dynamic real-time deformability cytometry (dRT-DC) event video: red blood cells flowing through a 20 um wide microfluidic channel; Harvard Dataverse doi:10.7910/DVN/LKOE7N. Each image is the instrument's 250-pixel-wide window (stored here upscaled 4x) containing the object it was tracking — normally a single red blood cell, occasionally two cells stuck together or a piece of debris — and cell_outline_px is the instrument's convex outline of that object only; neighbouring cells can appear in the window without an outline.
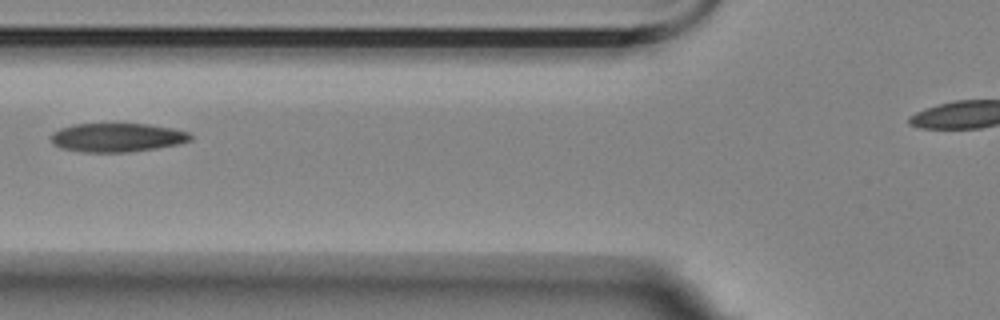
{"species": "Egyptian fruit bat (a non-hibernating species)", "species_latin": "Rousettus aegyptiacus", "temperature_condition": "room temperature", "stored_images_in_passage": 5, "camera_frame_rate_fps": 3000, "um_per_image_px": 0.085, "animal": {"sex": "female"}, "frame": {"image": 1, "passage_image": 2, "time_ms": 1.333, "image_size_px": [1000, 320], "cell_outline_px": [[192, 140], [176, 144], [128, 152], [80, 152], [60, 148], [52, 144], [48, 136], [52, 132], [60, 128], [76, 124], [148, 124], [172, 128], [188, 132], [192, 136]], "centroid_in_image_um": [9.87, 11.69], "position_along_channel_um": 115.9, "area_um2": 23.41}}
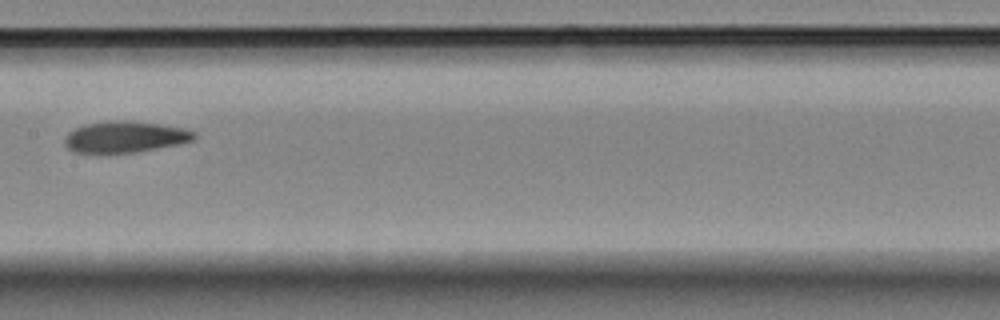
{"frame": {"image": 2, "passage_image": 4, "time_ms": 3.667, "image_size_px": [1000, 320], "cell_outline_px": [[196, 136], [192, 140], [176, 144], [136, 152], [72, 152], [64, 144], [64, 136], [68, 132], [84, 124], [108, 120], [132, 120], [160, 124], [184, 128], [196, 132]], "centroid_in_image_um": [10.59, 11.61], "position_along_channel_um": 196.8, "area_um2": 23.58}}
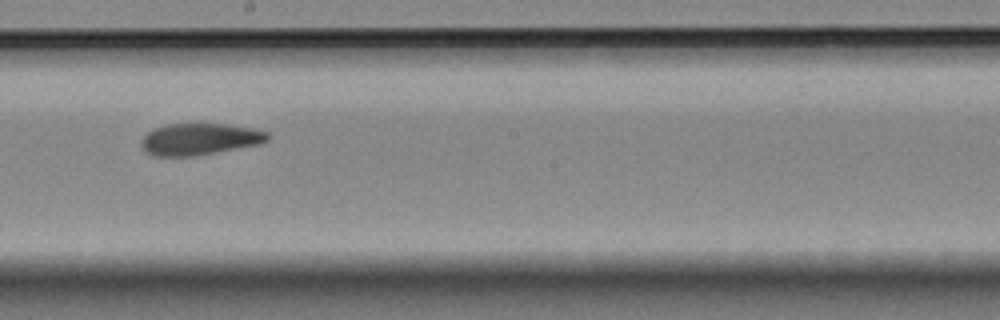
{"frame": {"image": 3, "passage_image": 5, "time_ms": 4.667, "image_size_px": [1000, 320], "cell_outline_px": [[272, 136], [268, 140], [260, 144], [192, 156], [152, 156], [144, 152], [140, 144], [140, 140], [152, 128], [168, 124], [224, 124], [256, 128], [268, 132]], "centroid_in_image_um": [16.96, 11.82], "position_along_channel_um": 231.2, "area_um2": 23.52}}